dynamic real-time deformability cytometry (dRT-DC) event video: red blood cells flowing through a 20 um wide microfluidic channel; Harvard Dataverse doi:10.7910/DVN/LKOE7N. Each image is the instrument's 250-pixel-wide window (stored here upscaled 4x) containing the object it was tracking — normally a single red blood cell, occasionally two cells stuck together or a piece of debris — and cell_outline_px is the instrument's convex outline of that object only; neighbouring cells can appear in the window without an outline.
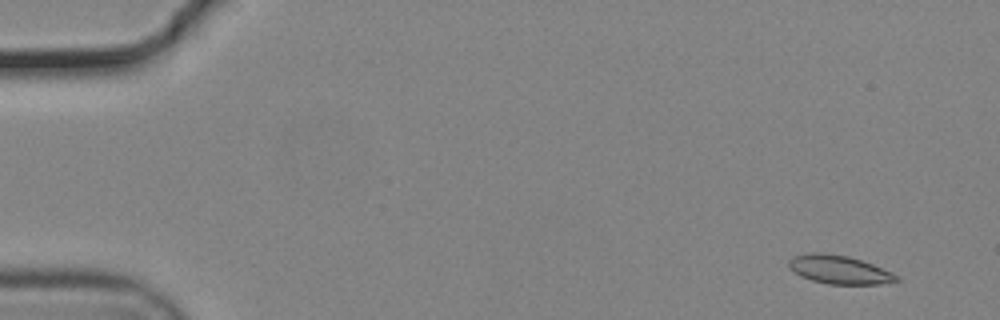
{"species": "common noctule bat (a hibernating species)", "species_latin": "Nyctalus noctula", "temperature_condition": "cold", "stored_images_in_passage": 55, "camera_frame_rate_fps": 3000, "um_per_image_px": 0.085, "animal": {"sex": "male", "body_mass_g": 19.2, "forearm_length_mm": 51.8}, "frame": {"image": 1, "passage_image": 3, "time_ms": 0.667, "image_size_px": [1000, 320], "cell_outline_px": [[900, 280], [880, 284], [828, 284], [812, 280], [800, 276], [788, 268], [788, 260], [792, 256], [808, 252], [820, 252], [848, 256], [872, 264], [892, 272], [900, 276]], "centroid_in_image_um": [71.3, 22.91], "position_along_channel_um": 13.7, "area_um2": 18.03}}
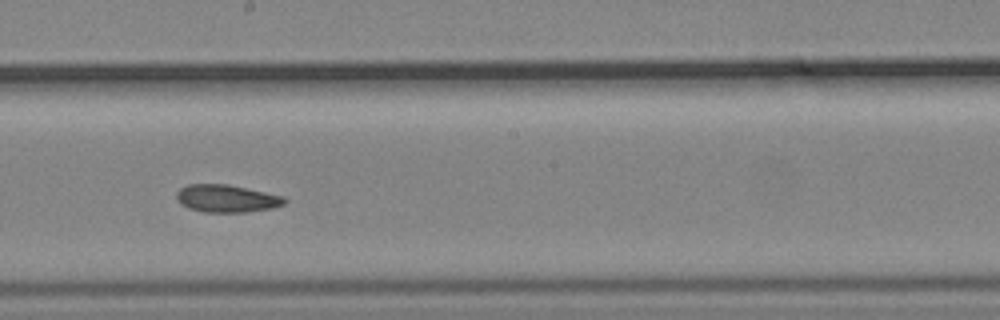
{"frame": {"image": 2, "passage_image": 31, "time_ms": 10.0, "image_size_px": [1000, 320], "cell_outline_px": [[288, 200], [284, 204], [272, 208], [244, 212], [204, 212], [188, 208], [180, 204], [176, 196], [176, 192], [180, 188], [188, 184], [228, 184], [284, 196]], "centroid_in_image_um": [19.25, 16.87], "position_along_channel_um": 228.9, "area_um2": 17.4}}
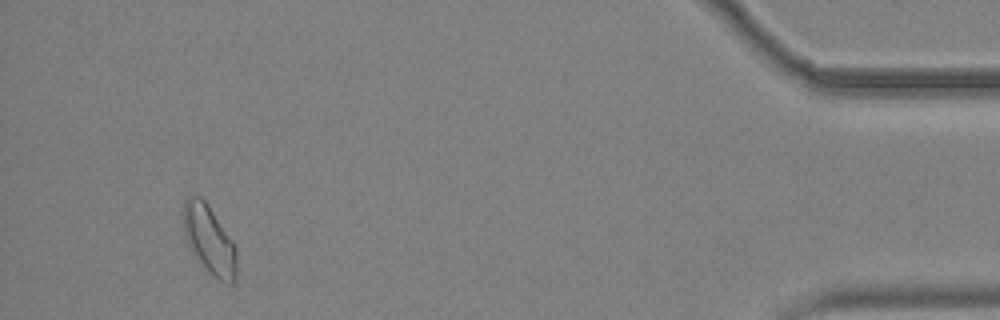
{"frame": {"image": 3, "passage_image": 52, "time_ms": 17.0, "image_size_px": [1000, 320], "cell_outline_px": [[236, 276], [232, 280], [220, 280], [208, 272], [192, 252], [184, 236], [184, 200], [188, 196], [200, 196], [208, 204], [232, 240], [236, 248]], "centroid_in_image_um": [17.77, 20.33], "position_along_channel_um": 417.4, "area_um2": 20.81}, "authors_computed_cell_mechanics": {"area_um2": 17.7446, "velocity_mm_per_s": 3.6917, "shape_relaxation_time_tau1_ms": null, "shape_relaxation_time_tau2_ms": 3.6869, "deformation_change_tau1": null, "deformation_change_tau2": 0.0847}}